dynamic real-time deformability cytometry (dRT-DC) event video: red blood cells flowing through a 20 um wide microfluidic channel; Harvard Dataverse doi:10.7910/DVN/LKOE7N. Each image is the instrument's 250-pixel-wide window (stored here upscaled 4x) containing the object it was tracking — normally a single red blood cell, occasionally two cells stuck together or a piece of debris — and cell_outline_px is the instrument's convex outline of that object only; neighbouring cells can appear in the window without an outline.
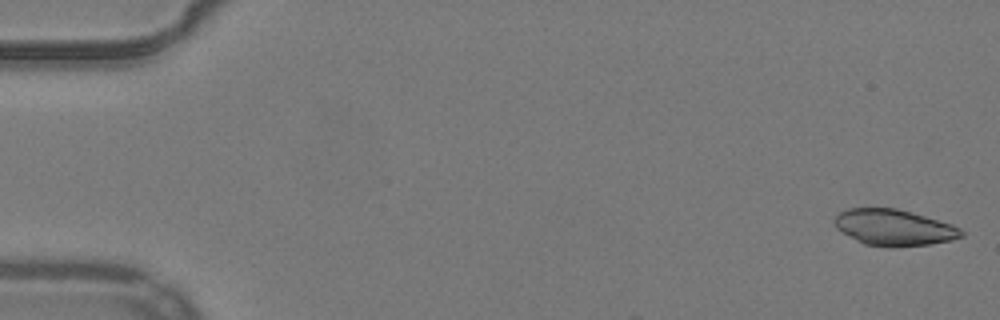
{"species": "common noctule bat (a hibernating species)", "species_latin": "Nyctalus noctula", "temperature_condition": "warm", "stored_images_in_passage": 3, "camera_frame_rate_fps": 3000, "um_per_image_px": 0.085, "animal": {"sex": "male", "body_mass_g": 19.2, "forearm_length_mm": 51.8}, "frame": {"image": 1, "passage_image": 1, "time_ms": 0.0, "image_size_px": [1000, 320], "cell_outline_px": [[964, 236], [952, 240], [928, 244], [896, 248], [864, 244], [856, 240], [836, 228], [832, 220], [840, 212], [848, 208], [896, 208], [912, 212], [952, 224], [960, 228], [964, 232]], "centroid_in_image_um": [75.99, 19.34], "position_along_channel_um": 9.0, "area_um2": 26.88}}